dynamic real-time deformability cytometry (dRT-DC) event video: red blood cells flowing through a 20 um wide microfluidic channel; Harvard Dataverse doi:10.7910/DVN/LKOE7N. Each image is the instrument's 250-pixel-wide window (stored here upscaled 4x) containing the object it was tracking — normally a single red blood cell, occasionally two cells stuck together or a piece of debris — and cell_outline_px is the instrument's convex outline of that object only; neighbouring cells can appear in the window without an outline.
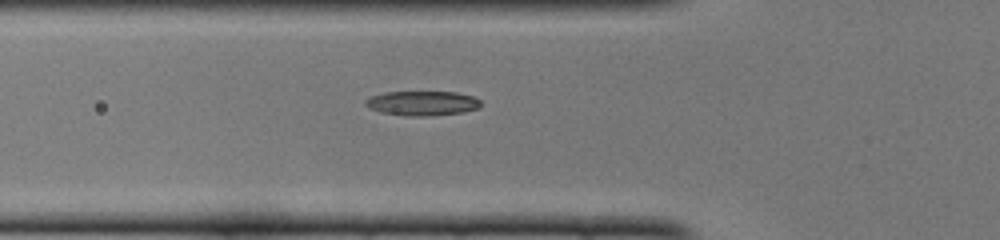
{"species": "common noctule bat (a hibernating species)", "species_latin": "Nyctalus noctula", "temperature_condition": "cold", "stored_images_in_passage": 34, "camera_frame_rate_fps": 3000, "um_per_image_px": 0.085, "animal": {"sex": "female", "body_mass_g": 22.0, "forearm_length_mm": 56.7}, "frame": {"image": 1, "passage_image": 2, "time_ms": 0.333, "image_size_px": [1000, 240], "cell_outline_px": [[480, 104], [476, 108], [464, 112], [432, 116], [408, 116], [380, 112], [368, 108], [364, 104], [364, 100], [372, 96], [388, 92], [456, 92], [472, 96], [480, 100]], "centroid_in_image_um": [35.86, 8.78], "position_along_channel_um": 89.9, "area_um2": 16.47}}
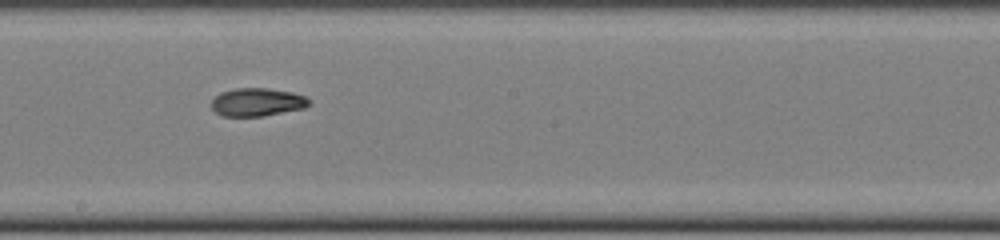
{"frame": {"image": 2, "passage_image": 12, "time_ms": 3.667, "image_size_px": [1000, 240], "cell_outline_px": [[308, 104], [304, 108], [264, 116], [220, 116], [212, 108], [212, 100], [220, 92], [236, 88], [268, 88], [292, 92], [304, 96], [308, 100]], "centroid_in_image_um": [21.83, 8.68], "position_along_channel_um": 226.4, "area_um2": 15.9}}
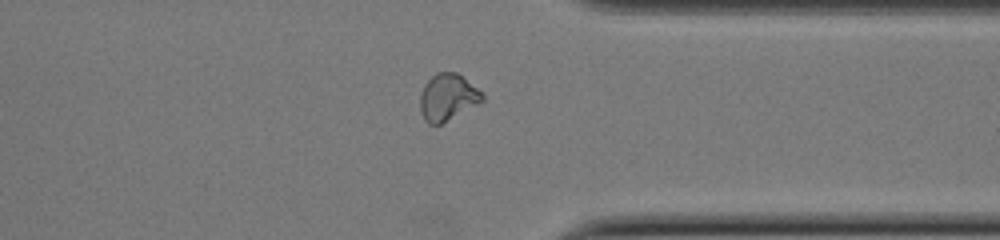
{"frame": {"image": 3, "passage_image": 23, "time_ms": 7.333, "image_size_px": [1000, 240], "cell_outline_px": [[484, 100], [480, 104], [440, 124], [428, 124], [424, 120], [420, 112], [420, 92], [424, 84], [436, 72], [456, 72], [484, 92]], "centroid_in_image_um": [38.06, 8.27], "position_along_channel_um": 373.3, "area_um2": 17.22}}